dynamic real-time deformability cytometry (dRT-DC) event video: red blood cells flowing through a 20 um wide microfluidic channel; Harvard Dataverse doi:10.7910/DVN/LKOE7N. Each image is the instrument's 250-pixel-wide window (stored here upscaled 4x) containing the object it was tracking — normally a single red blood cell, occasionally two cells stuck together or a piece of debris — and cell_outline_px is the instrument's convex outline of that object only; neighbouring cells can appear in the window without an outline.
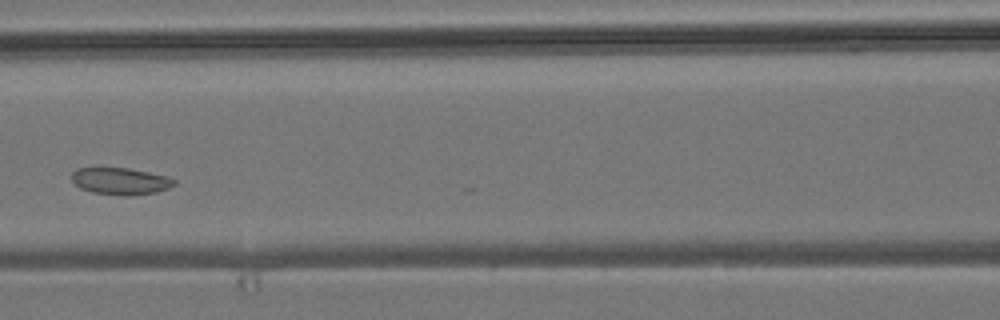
{"species": "common noctule bat (a hibernating species)", "species_latin": "Nyctalus noctula", "temperature_condition": "room temperature", "stored_images_in_passage": 7, "camera_frame_rate_fps": 3000, "um_per_image_px": 0.085, "animal": {"sex": "male", "body_mass_g": 19.2, "forearm_length_mm": 51.8}, "frame": {"image": 1, "passage_image": 5, "time_ms": 4.667, "image_size_px": [1000, 320], "cell_outline_px": [[176, 184], [168, 188], [156, 192], [128, 196], [124, 196], [92, 192], [80, 188], [72, 180], [72, 172], [76, 168], [128, 168], [168, 176], [176, 180]], "centroid_in_image_um": [10.25, 15.4], "position_along_channel_um": 156.3, "area_um2": 16.07}}
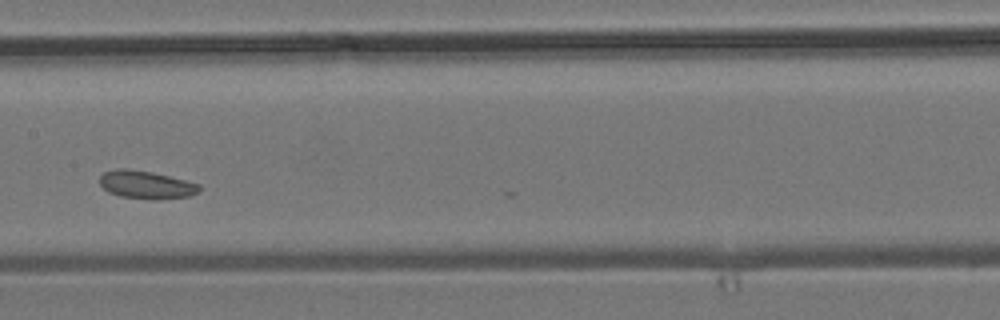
{"frame": {"image": 2, "passage_image": 6, "time_ms": 5.667, "image_size_px": [1000, 320], "cell_outline_px": [[200, 192], [188, 196], [152, 200], [120, 196], [108, 192], [100, 184], [100, 176], [104, 172], [116, 168], [128, 168], [152, 172], [200, 184]], "centroid_in_image_um": [12.41, 15.7], "position_along_channel_um": 195.0, "area_um2": 16.24}}
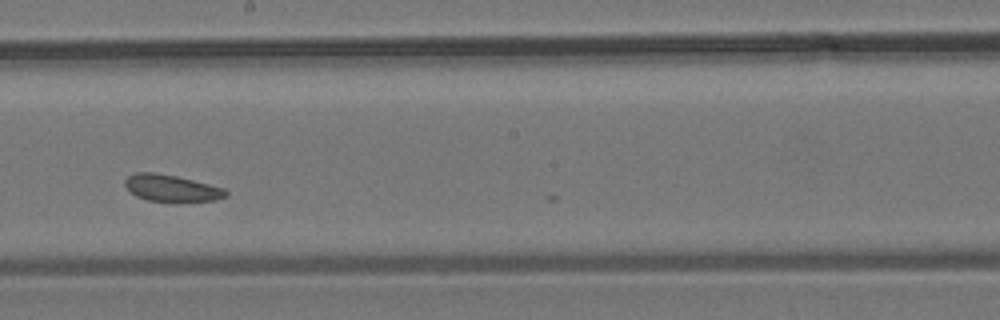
{"frame": {"image": 3, "passage_image": 7, "time_ms": 6.667, "image_size_px": [1000, 320], "cell_outline_px": [[228, 196], [216, 200], [176, 204], [148, 200], [136, 196], [124, 184], [124, 180], [128, 176], [136, 172], [152, 172], [176, 176], [224, 188], [228, 192]], "centroid_in_image_um": [14.61, 16.04], "position_along_channel_um": 233.6, "area_um2": 16.18}}